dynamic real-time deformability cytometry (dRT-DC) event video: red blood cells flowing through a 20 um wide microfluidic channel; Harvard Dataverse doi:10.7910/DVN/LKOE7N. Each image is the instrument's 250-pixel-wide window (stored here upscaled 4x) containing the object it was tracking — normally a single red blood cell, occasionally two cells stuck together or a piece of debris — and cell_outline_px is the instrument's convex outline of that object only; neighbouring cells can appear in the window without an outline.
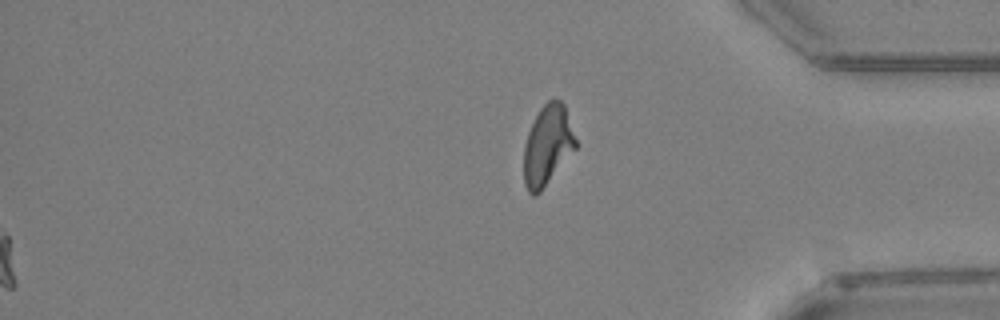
{"species": "Egyptian fruit bat (a non-hibernating species)", "species_latin": "Rousettus aegyptiacus", "temperature_condition": "warm", "stored_images_in_passage": 35, "segment_of_instrument_passage": [2, 2], "camera_frame_rate_fps": 3000, "um_per_image_px": 0.085, "animal": {"sex": "female"}, "frame": {"image": 1, "passage_image": 35, "time_ms": 11.333, "image_size_px": [1000, 320], "cell_outline_px": [[576, 148], [540, 192], [536, 196], [532, 196], [528, 192], [524, 184], [524, 144], [528, 132], [540, 108], [552, 96], [560, 100], [564, 104], [576, 140]], "centroid_in_image_um": [46.52, 12.35], "position_along_channel_um": 388.7, "area_um2": 24.1}}